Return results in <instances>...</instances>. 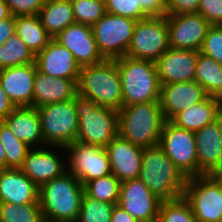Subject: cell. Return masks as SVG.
<instances>
[{"label": "cell", "instance_id": "cell-1", "mask_svg": "<svg viewBox=\"0 0 222 222\" xmlns=\"http://www.w3.org/2000/svg\"><path fill=\"white\" fill-rule=\"evenodd\" d=\"M84 196L83 184L68 170L39 188L44 222H76Z\"/></svg>", "mask_w": 222, "mask_h": 222}, {"label": "cell", "instance_id": "cell-2", "mask_svg": "<svg viewBox=\"0 0 222 222\" xmlns=\"http://www.w3.org/2000/svg\"><path fill=\"white\" fill-rule=\"evenodd\" d=\"M138 178L162 201L182 197L188 179L159 144L143 149Z\"/></svg>", "mask_w": 222, "mask_h": 222}, {"label": "cell", "instance_id": "cell-3", "mask_svg": "<svg viewBox=\"0 0 222 222\" xmlns=\"http://www.w3.org/2000/svg\"><path fill=\"white\" fill-rule=\"evenodd\" d=\"M165 119L160 102L123 106L118 111V134L141 148L158 145Z\"/></svg>", "mask_w": 222, "mask_h": 222}, {"label": "cell", "instance_id": "cell-4", "mask_svg": "<svg viewBox=\"0 0 222 222\" xmlns=\"http://www.w3.org/2000/svg\"><path fill=\"white\" fill-rule=\"evenodd\" d=\"M77 94L97 105L119 111L123 107V95L116 60L81 67Z\"/></svg>", "mask_w": 222, "mask_h": 222}, {"label": "cell", "instance_id": "cell-5", "mask_svg": "<svg viewBox=\"0 0 222 222\" xmlns=\"http://www.w3.org/2000/svg\"><path fill=\"white\" fill-rule=\"evenodd\" d=\"M116 64L123 106L160 101L161 85L155 62L124 56L116 59Z\"/></svg>", "mask_w": 222, "mask_h": 222}, {"label": "cell", "instance_id": "cell-6", "mask_svg": "<svg viewBox=\"0 0 222 222\" xmlns=\"http://www.w3.org/2000/svg\"><path fill=\"white\" fill-rule=\"evenodd\" d=\"M74 103L79 120L76 141L105 148L118 135V111L79 94Z\"/></svg>", "mask_w": 222, "mask_h": 222}, {"label": "cell", "instance_id": "cell-7", "mask_svg": "<svg viewBox=\"0 0 222 222\" xmlns=\"http://www.w3.org/2000/svg\"><path fill=\"white\" fill-rule=\"evenodd\" d=\"M44 146L66 147L76 141L78 117L74 99L37 108Z\"/></svg>", "mask_w": 222, "mask_h": 222}, {"label": "cell", "instance_id": "cell-8", "mask_svg": "<svg viewBox=\"0 0 222 222\" xmlns=\"http://www.w3.org/2000/svg\"><path fill=\"white\" fill-rule=\"evenodd\" d=\"M183 198L198 222H222V187L212 175L189 177Z\"/></svg>", "mask_w": 222, "mask_h": 222}, {"label": "cell", "instance_id": "cell-9", "mask_svg": "<svg viewBox=\"0 0 222 222\" xmlns=\"http://www.w3.org/2000/svg\"><path fill=\"white\" fill-rule=\"evenodd\" d=\"M136 22L128 17L106 13L91 26L98 50L105 60H116L126 55Z\"/></svg>", "mask_w": 222, "mask_h": 222}, {"label": "cell", "instance_id": "cell-10", "mask_svg": "<svg viewBox=\"0 0 222 222\" xmlns=\"http://www.w3.org/2000/svg\"><path fill=\"white\" fill-rule=\"evenodd\" d=\"M169 30L165 16L136 22L127 57L156 62L168 49Z\"/></svg>", "mask_w": 222, "mask_h": 222}, {"label": "cell", "instance_id": "cell-11", "mask_svg": "<svg viewBox=\"0 0 222 222\" xmlns=\"http://www.w3.org/2000/svg\"><path fill=\"white\" fill-rule=\"evenodd\" d=\"M159 145L167 157L187 177L198 176L195 134L165 121Z\"/></svg>", "mask_w": 222, "mask_h": 222}, {"label": "cell", "instance_id": "cell-12", "mask_svg": "<svg viewBox=\"0 0 222 222\" xmlns=\"http://www.w3.org/2000/svg\"><path fill=\"white\" fill-rule=\"evenodd\" d=\"M69 158L67 170L84 185L87 181L111 174L109 156L105 148L75 141L65 147Z\"/></svg>", "mask_w": 222, "mask_h": 222}, {"label": "cell", "instance_id": "cell-13", "mask_svg": "<svg viewBox=\"0 0 222 222\" xmlns=\"http://www.w3.org/2000/svg\"><path fill=\"white\" fill-rule=\"evenodd\" d=\"M172 49L200 50L212 26L200 13L165 15Z\"/></svg>", "mask_w": 222, "mask_h": 222}, {"label": "cell", "instance_id": "cell-14", "mask_svg": "<svg viewBox=\"0 0 222 222\" xmlns=\"http://www.w3.org/2000/svg\"><path fill=\"white\" fill-rule=\"evenodd\" d=\"M59 148L66 153L63 146L46 145L31 148L25 156L21 171L28 176L39 188L67 171V161L56 154L54 149ZM54 150V151H53Z\"/></svg>", "mask_w": 222, "mask_h": 222}, {"label": "cell", "instance_id": "cell-15", "mask_svg": "<svg viewBox=\"0 0 222 222\" xmlns=\"http://www.w3.org/2000/svg\"><path fill=\"white\" fill-rule=\"evenodd\" d=\"M161 202L141 179L121 182L118 205L139 222L157 216Z\"/></svg>", "mask_w": 222, "mask_h": 222}, {"label": "cell", "instance_id": "cell-16", "mask_svg": "<svg viewBox=\"0 0 222 222\" xmlns=\"http://www.w3.org/2000/svg\"><path fill=\"white\" fill-rule=\"evenodd\" d=\"M54 39L73 54L80 67L98 64L105 60L98 50L90 25L75 22Z\"/></svg>", "mask_w": 222, "mask_h": 222}, {"label": "cell", "instance_id": "cell-17", "mask_svg": "<svg viewBox=\"0 0 222 222\" xmlns=\"http://www.w3.org/2000/svg\"><path fill=\"white\" fill-rule=\"evenodd\" d=\"M37 70L45 75L66 78L78 83L81 67L73 54L51 39L48 45L35 55Z\"/></svg>", "mask_w": 222, "mask_h": 222}, {"label": "cell", "instance_id": "cell-18", "mask_svg": "<svg viewBox=\"0 0 222 222\" xmlns=\"http://www.w3.org/2000/svg\"><path fill=\"white\" fill-rule=\"evenodd\" d=\"M198 51L169 48L155 62L160 85L195 79Z\"/></svg>", "mask_w": 222, "mask_h": 222}, {"label": "cell", "instance_id": "cell-19", "mask_svg": "<svg viewBox=\"0 0 222 222\" xmlns=\"http://www.w3.org/2000/svg\"><path fill=\"white\" fill-rule=\"evenodd\" d=\"M35 63L0 70V85L16 107H33Z\"/></svg>", "mask_w": 222, "mask_h": 222}, {"label": "cell", "instance_id": "cell-20", "mask_svg": "<svg viewBox=\"0 0 222 222\" xmlns=\"http://www.w3.org/2000/svg\"><path fill=\"white\" fill-rule=\"evenodd\" d=\"M105 149L109 156L111 173L120 182L139 177L143 148L132 144L118 134Z\"/></svg>", "mask_w": 222, "mask_h": 222}, {"label": "cell", "instance_id": "cell-21", "mask_svg": "<svg viewBox=\"0 0 222 222\" xmlns=\"http://www.w3.org/2000/svg\"><path fill=\"white\" fill-rule=\"evenodd\" d=\"M207 96L204 88L195 80L162 85L159 102L165 121H170L176 114L202 102Z\"/></svg>", "mask_w": 222, "mask_h": 222}, {"label": "cell", "instance_id": "cell-22", "mask_svg": "<svg viewBox=\"0 0 222 222\" xmlns=\"http://www.w3.org/2000/svg\"><path fill=\"white\" fill-rule=\"evenodd\" d=\"M198 176L212 175L222 169V141L218 119L194 132Z\"/></svg>", "mask_w": 222, "mask_h": 222}, {"label": "cell", "instance_id": "cell-23", "mask_svg": "<svg viewBox=\"0 0 222 222\" xmlns=\"http://www.w3.org/2000/svg\"><path fill=\"white\" fill-rule=\"evenodd\" d=\"M38 201L39 187L21 169L0 171V203L22 205Z\"/></svg>", "mask_w": 222, "mask_h": 222}, {"label": "cell", "instance_id": "cell-24", "mask_svg": "<svg viewBox=\"0 0 222 222\" xmlns=\"http://www.w3.org/2000/svg\"><path fill=\"white\" fill-rule=\"evenodd\" d=\"M76 95L77 84L73 80L56 78L36 71L33 108L68 101Z\"/></svg>", "mask_w": 222, "mask_h": 222}, {"label": "cell", "instance_id": "cell-25", "mask_svg": "<svg viewBox=\"0 0 222 222\" xmlns=\"http://www.w3.org/2000/svg\"><path fill=\"white\" fill-rule=\"evenodd\" d=\"M12 130L18 140L31 148L44 146L41 133L40 117L37 108L17 107L3 120Z\"/></svg>", "mask_w": 222, "mask_h": 222}, {"label": "cell", "instance_id": "cell-26", "mask_svg": "<svg viewBox=\"0 0 222 222\" xmlns=\"http://www.w3.org/2000/svg\"><path fill=\"white\" fill-rule=\"evenodd\" d=\"M221 111L222 99L207 96L202 102L176 114L170 122L177 127L196 132L205 125L216 121Z\"/></svg>", "mask_w": 222, "mask_h": 222}, {"label": "cell", "instance_id": "cell-27", "mask_svg": "<svg viewBox=\"0 0 222 222\" xmlns=\"http://www.w3.org/2000/svg\"><path fill=\"white\" fill-rule=\"evenodd\" d=\"M38 15L52 39L75 23L71 0H46Z\"/></svg>", "mask_w": 222, "mask_h": 222}, {"label": "cell", "instance_id": "cell-28", "mask_svg": "<svg viewBox=\"0 0 222 222\" xmlns=\"http://www.w3.org/2000/svg\"><path fill=\"white\" fill-rule=\"evenodd\" d=\"M15 34L35 55L42 51L52 39L42 26L39 15L15 16Z\"/></svg>", "mask_w": 222, "mask_h": 222}, {"label": "cell", "instance_id": "cell-29", "mask_svg": "<svg viewBox=\"0 0 222 222\" xmlns=\"http://www.w3.org/2000/svg\"><path fill=\"white\" fill-rule=\"evenodd\" d=\"M194 80L208 96L222 99V65L213 58L198 53Z\"/></svg>", "mask_w": 222, "mask_h": 222}, {"label": "cell", "instance_id": "cell-30", "mask_svg": "<svg viewBox=\"0 0 222 222\" xmlns=\"http://www.w3.org/2000/svg\"><path fill=\"white\" fill-rule=\"evenodd\" d=\"M35 63V54L16 34L0 46V70Z\"/></svg>", "mask_w": 222, "mask_h": 222}, {"label": "cell", "instance_id": "cell-31", "mask_svg": "<svg viewBox=\"0 0 222 222\" xmlns=\"http://www.w3.org/2000/svg\"><path fill=\"white\" fill-rule=\"evenodd\" d=\"M0 140L5 152L6 169H20L31 147L18 140L4 121H0Z\"/></svg>", "mask_w": 222, "mask_h": 222}, {"label": "cell", "instance_id": "cell-32", "mask_svg": "<svg viewBox=\"0 0 222 222\" xmlns=\"http://www.w3.org/2000/svg\"><path fill=\"white\" fill-rule=\"evenodd\" d=\"M121 182L112 173L105 177L87 181L84 194L94 200L118 204Z\"/></svg>", "mask_w": 222, "mask_h": 222}, {"label": "cell", "instance_id": "cell-33", "mask_svg": "<svg viewBox=\"0 0 222 222\" xmlns=\"http://www.w3.org/2000/svg\"><path fill=\"white\" fill-rule=\"evenodd\" d=\"M0 222H44L40 202L22 205L0 203Z\"/></svg>", "mask_w": 222, "mask_h": 222}, {"label": "cell", "instance_id": "cell-34", "mask_svg": "<svg viewBox=\"0 0 222 222\" xmlns=\"http://www.w3.org/2000/svg\"><path fill=\"white\" fill-rule=\"evenodd\" d=\"M114 204L94 200L84 194L76 222H111Z\"/></svg>", "mask_w": 222, "mask_h": 222}, {"label": "cell", "instance_id": "cell-35", "mask_svg": "<svg viewBox=\"0 0 222 222\" xmlns=\"http://www.w3.org/2000/svg\"><path fill=\"white\" fill-rule=\"evenodd\" d=\"M76 23L92 26L106 14L105 0H71Z\"/></svg>", "mask_w": 222, "mask_h": 222}, {"label": "cell", "instance_id": "cell-36", "mask_svg": "<svg viewBox=\"0 0 222 222\" xmlns=\"http://www.w3.org/2000/svg\"><path fill=\"white\" fill-rule=\"evenodd\" d=\"M159 215L164 222H198L189 203L182 197L162 201Z\"/></svg>", "mask_w": 222, "mask_h": 222}, {"label": "cell", "instance_id": "cell-37", "mask_svg": "<svg viewBox=\"0 0 222 222\" xmlns=\"http://www.w3.org/2000/svg\"><path fill=\"white\" fill-rule=\"evenodd\" d=\"M105 6L106 13L128 17L136 21L149 17L136 0H105Z\"/></svg>", "mask_w": 222, "mask_h": 222}, {"label": "cell", "instance_id": "cell-38", "mask_svg": "<svg viewBox=\"0 0 222 222\" xmlns=\"http://www.w3.org/2000/svg\"><path fill=\"white\" fill-rule=\"evenodd\" d=\"M222 65V25H212L199 50Z\"/></svg>", "mask_w": 222, "mask_h": 222}, {"label": "cell", "instance_id": "cell-39", "mask_svg": "<svg viewBox=\"0 0 222 222\" xmlns=\"http://www.w3.org/2000/svg\"><path fill=\"white\" fill-rule=\"evenodd\" d=\"M12 16L38 15L46 0H4Z\"/></svg>", "mask_w": 222, "mask_h": 222}, {"label": "cell", "instance_id": "cell-40", "mask_svg": "<svg viewBox=\"0 0 222 222\" xmlns=\"http://www.w3.org/2000/svg\"><path fill=\"white\" fill-rule=\"evenodd\" d=\"M198 13L211 25H222V0H200Z\"/></svg>", "mask_w": 222, "mask_h": 222}, {"label": "cell", "instance_id": "cell-41", "mask_svg": "<svg viewBox=\"0 0 222 222\" xmlns=\"http://www.w3.org/2000/svg\"><path fill=\"white\" fill-rule=\"evenodd\" d=\"M200 0H167L165 15L198 13Z\"/></svg>", "mask_w": 222, "mask_h": 222}, {"label": "cell", "instance_id": "cell-42", "mask_svg": "<svg viewBox=\"0 0 222 222\" xmlns=\"http://www.w3.org/2000/svg\"><path fill=\"white\" fill-rule=\"evenodd\" d=\"M149 17L165 16V6L167 0H136Z\"/></svg>", "mask_w": 222, "mask_h": 222}, {"label": "cell", "instance_id": "cell-43", "mask_svg": "<svg viewBox=\"0 0 222 222\" xmlns=\"http://www.w3.org/2000/svg\"><path fill=\"white\" fill-rule=\"evenodd\" d=\"M15 34V17L10 16L0 21V46Z\"/></svg>", "mask_w": 222, "mask_h": 222}, {"label": "cell", "instance_id": "cell-44", "mask_svg": "<svg viewBox=\"0 0 222 222\" xmlns=\"http://www.w3.org/2000/svg\"><path fill=\"white\" fill-rule=\"evenodd\" d=\"M16 108L0 85V121L8 117Z\"/></svg>", "mask_w": 222, "mask_h": 222}, {"label": "cell", "instance_id": "cell-45", "mask_svg": "<svg viewBox=\"0 0 222 222\" xmlns=\"http://www.w3.org/2000/svg\"><path fill=\"white\" fill-rule=\"evenodd\" d=\"M111 222H139V221L134 217H132L127 211H125L118 204H115L111 215Z\"/></svg>", "mask_w": 222, "mask_h": 222}, {"label": "cell", "instance_id": "cell-46", "mask_svg": "<svg viewBox=\"0 0 222 222\" xmlns=\"http://www.w3.org/2000/svg\"><path fill=\"white\" fill-rule=\"evenodd\" d=\"M11 13L4 0H0V21L9 18Z\"/></svg>", "mask_w": 222, "mask_h": 222}, {"label": "cell", "instance_id": "cell-47", "mask_svg": "<svg viewBox=\"0 0 222 222\" xmlns=\"http://www.w3.org/2000/svg\"><path fill=\"white\" fill-rule=\"evenodd\" d=\"M6 169V159H5V152L3 149L2 142L0 140V171Z\"/></svg>", "mask_w": 222, "mask_h": 222}, {"label": "cell", "instance_id": "cell-48", "mask_svg": "<svg viewBox=\"0 0 222 222\" xmlns=\"http://www.w3.org/2000/svg\"><path fill=\"white\" fill-rule=\"evenodd\" d=\"M212 176L218 181V183L222 187V169L214 172Z\"/></svg>", "mask_w": 222, "mask_h": 222}, {"label": "cell", "instance_id": "cell-49", "mask_svg": "<svg viewBox=\"0 0 222 222\" xmlns=\"http://www.w3.org/2000/svg\"><path fill=\"white\" fill-rule=\"evenodd\" d=\"M145 222H164L161 216L158 214L155 217L147 219Z\"/></svg>", "mask_w": 222, "mask_h": 222}, {"label": "cell", "instance_id": "cell-50", "mask_svg": "<svg viewBox=\"0 0 222 222\" xmlns=\"http://www.w3.org/2000/svg\"><path fill=\"white\" fill-rule=\"evenodd\" d=\"M217 119H218V122H219L221 141H222V111L219 113Z\"/></svg>", "mask_w": 222, "mask_h": 222}]
</instances>
